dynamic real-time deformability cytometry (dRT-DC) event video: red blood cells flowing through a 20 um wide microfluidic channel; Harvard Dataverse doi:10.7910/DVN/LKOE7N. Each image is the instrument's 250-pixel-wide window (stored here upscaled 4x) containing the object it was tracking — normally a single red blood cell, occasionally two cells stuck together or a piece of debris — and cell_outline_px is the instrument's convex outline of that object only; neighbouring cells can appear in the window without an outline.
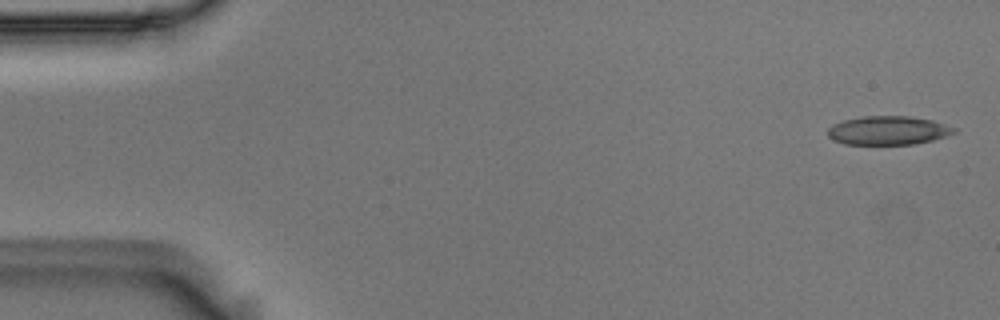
{"species": "Egyptian fruit bat (a non-hibernating species)", "species_latin": "Rousettus aegyptiacus", "temperature_condition": "room temperature", "stored_images_in_passage": 5, "camera_frame_rate_fps": 3000, "um_per_image_px": 0.085, "animal": {"sex": "male"}, "frame": {"image": 1, "passage_image": 1, "time_ms": 0.0, "image_size_px": [1000, 320], "cell_outline_px": [[956, 132], [948, 136], [916, 144], [844, 144], [832, 140], [828, 136], [828, 128], [832, 124], [844, 120], [864, 116], [908, 116], [932, 120], [956, 128]], "centroid_in_image_um": [75.48, 11.09], "position_along_channel_um": 9.5, "area_um2": 21.21}}
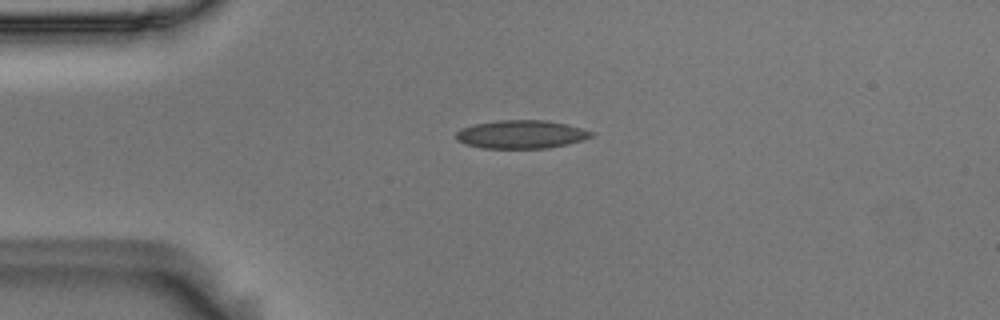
{"frame": {"image": 2, "passage_image": 4, "time_ms": 1.0, "image_size_px": [1000, 320], "cell_outline_px": [[596, 132], [592, 136], [584, 140], [568, 144], [548, 148], [484, 148], [464, 144], [456, 140], [456, 132], [460, 128], [472, 124], [496, 120], [548, 120], [568, 124]], "centroid_in_image_um": [44.31, 11.41], "position_along_channel_um": 40.7, "area_um2": 22.66}}